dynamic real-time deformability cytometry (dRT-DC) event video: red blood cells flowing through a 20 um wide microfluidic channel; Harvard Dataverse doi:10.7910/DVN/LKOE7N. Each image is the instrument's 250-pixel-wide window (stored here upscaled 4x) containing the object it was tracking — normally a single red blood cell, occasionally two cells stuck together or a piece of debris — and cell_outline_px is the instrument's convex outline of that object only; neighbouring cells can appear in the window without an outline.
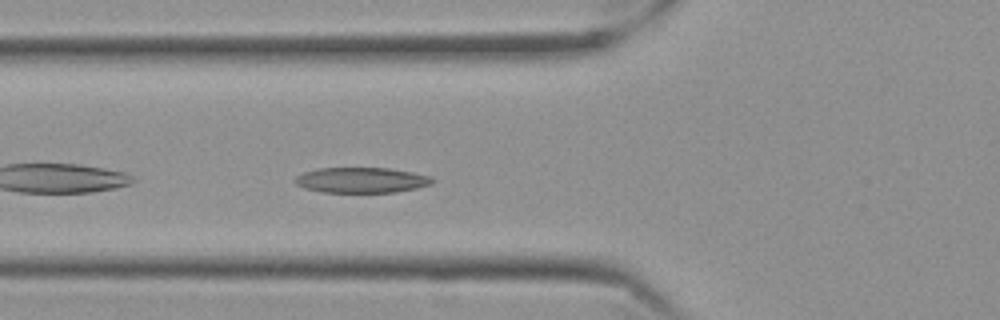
{"species": "Egyptian fruit bat (a non-hibernating species)", "species_latin": "Rousettus aegyptiacus", "temperature_condition": "cold", "stored_images_in_passage": 32, "camera_frame_rate_fps": 3000, "um_per_image_px": 0.085, "frame": {"image": 1, "passage_image": 4, "time_ms": 1.0, "image_size_px": [1000, 320], "cell_outline_px": [[436, 180], [432, 184], [416, 188], [396, 192], [324, 192], [304, 188], [296, 184], [296, 176], [304, 172], [320, 168], [388, 168], [412, 172], [432, 176]], "centroid_in_image_um": [30.77, 15.31], "position_along_channel_um": 95.0, "area_um2": 20.29}}
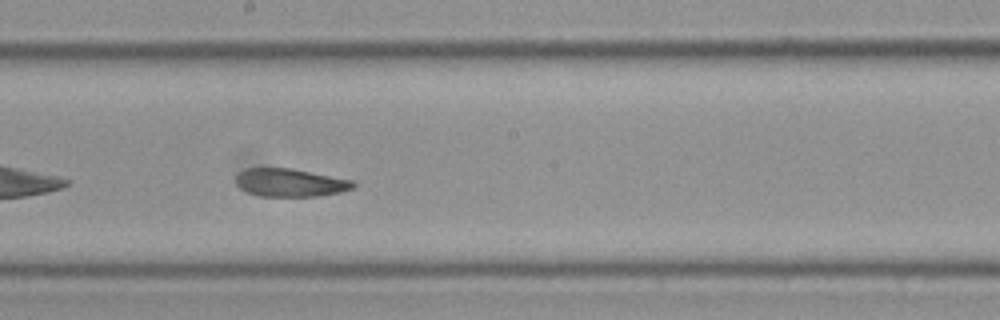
{"frame": {"image": 2, "passage_image": 15, "time_ms": 4.667, "image_size_px": [1000, 320], "cell_outline_px": [[356, 184], [352, 188], [340, 192], [316, 196], [260, 196], [248, 192], [240, 188], [236, 184], [236, 176], [240, 172], [248, 168], [292, 168], [352, 180]], "centroid_in_image_um": [24.65, 15.52], "position_along_channel_um": 223.5, "area_um2": 19.02}}
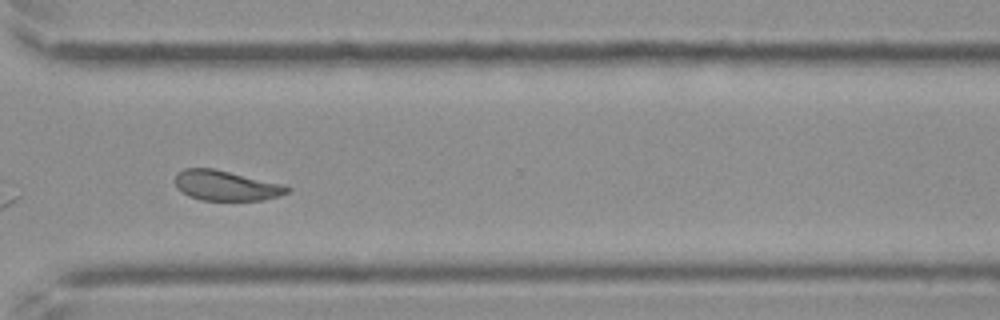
{"frame": {"image": 3, "passage_image": 26, "time_ms": 8.333, "image_size_px": [1000, 320], "cell_outline_px": [[292, 188], [288, 192], [264, 200], [200, 200], [176, 188], [176, 172], [184, 168], [212, 168], [284, 184]], "centroid_in_image_um": [19.22, 15.76], "position_along_channel_um": 351.4, "area_um2": 19.48}, "authors_computed_cell_mechanics": {"area_um2": 19.7387, "velocity_mm_per_s": 3.4881, "shape_relaxation_time_tau1_ms": 3.5322, "shape_relaxation_time_tau2_ms": 3.3082, "deformation_change_tau1": 0.1185, "deformation_change_tau2": 0.0916}}